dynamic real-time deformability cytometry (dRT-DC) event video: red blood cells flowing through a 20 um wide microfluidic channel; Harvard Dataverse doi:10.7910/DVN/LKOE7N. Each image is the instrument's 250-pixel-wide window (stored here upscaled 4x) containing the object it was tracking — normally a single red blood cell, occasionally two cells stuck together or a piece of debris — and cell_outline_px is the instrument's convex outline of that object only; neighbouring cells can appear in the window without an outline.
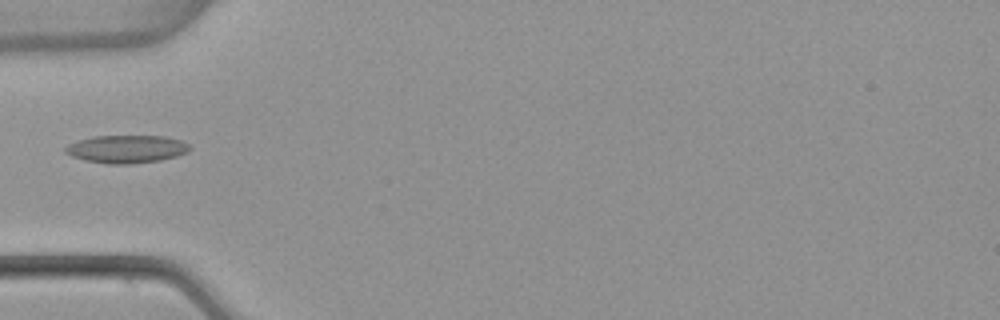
{"species": "common noctule bat (a hibernating species)", "species_latin": "Nyctalus noctula", "temperature_condition": "warm", "stored_images_in_passage": 5, "camera_frame_rate_fps": 3000, "um_per_image_px": 0.085, "animal": {"sex": "female", "body_mass_g": 22.7, "forearm_length_mm": 54.2}, "frame": {"image": 1, "passage_image": 5, "time_ms": 1.333, "image_size_px": [1000, 320], "cell_outline_px": [[192, 148], [188, 152], [176, 156], [160, 160], [132, 164], [108, 164], [84, 160], [72, 156], [64, 152], [64, 148], [68, 144], [92, 136], [164, 136], [180, 140], [188, 144]], "centroid_in_image_um": [10.75, 12.67], "position_along_channel_um": 74.2, "area_um2": 20.23}}